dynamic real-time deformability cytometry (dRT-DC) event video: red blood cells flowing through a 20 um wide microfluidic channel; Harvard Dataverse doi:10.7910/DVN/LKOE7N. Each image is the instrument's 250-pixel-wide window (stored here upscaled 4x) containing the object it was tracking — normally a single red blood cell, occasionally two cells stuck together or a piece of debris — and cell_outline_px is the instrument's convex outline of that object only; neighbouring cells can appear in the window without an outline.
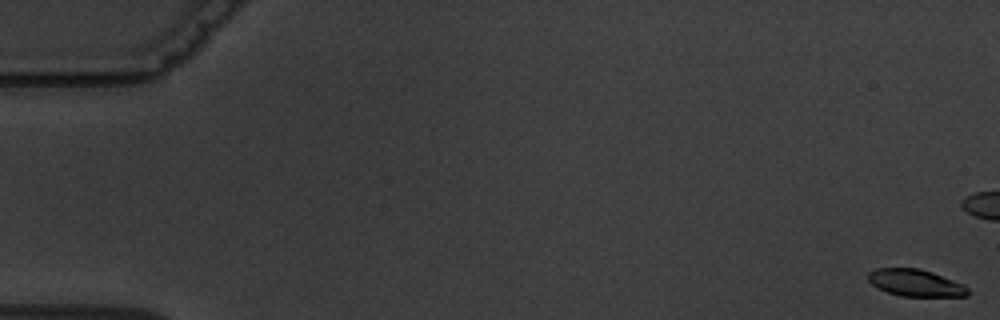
{"species": "common noctule bat (a hibernating species)", "species_latin": "Nyctalus noctula", "temperature_condition": "warm", "stored_images_in_passage": 7, "camera_frame_rate_fps": 3000, "um_per_image_px": 0.085, "animal": {"sex": "male", "body_mass_g": 19.5, "forearm_length_mm": 54.6}, "frame": {"image": 1, "passage_image": 1, "time_ms": 0.0, "image_size_px": [1000, 320], "cell_outline_px": [[968, 296], [900, 296], [876, 288], [868, 280], [868, 272], [876, 268], [920, 268], [932, 272], [964, 284], [968, 288]], "centroid_in_image_um": [77.8, 24.04], "position_along_channel_um": 7.2, "area_um2": 15.72}}
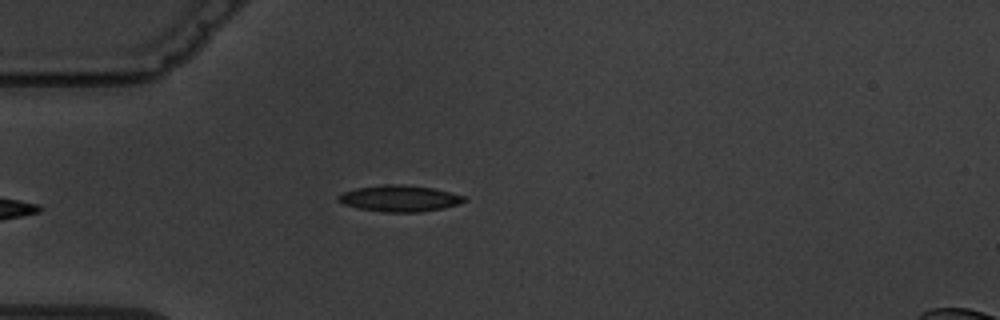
{"frame": {"image": 2, "passage_image": 6, "time_ms": 6.667, "image_size_px": [1000, 320], "cell_outline_px": [[468, 200], [444, 208], [420, 212], [384, 212], [356, 208], [344, 204], [336, 200], [336, 196], [344, 192], [356, 188], [384, 184], [400, 184], [432, 188], [464, 196]], "centroid_in_image_um": [33.91, 16.87], "position_along_channel_um": 51.1, "area_um2": 19.25}}